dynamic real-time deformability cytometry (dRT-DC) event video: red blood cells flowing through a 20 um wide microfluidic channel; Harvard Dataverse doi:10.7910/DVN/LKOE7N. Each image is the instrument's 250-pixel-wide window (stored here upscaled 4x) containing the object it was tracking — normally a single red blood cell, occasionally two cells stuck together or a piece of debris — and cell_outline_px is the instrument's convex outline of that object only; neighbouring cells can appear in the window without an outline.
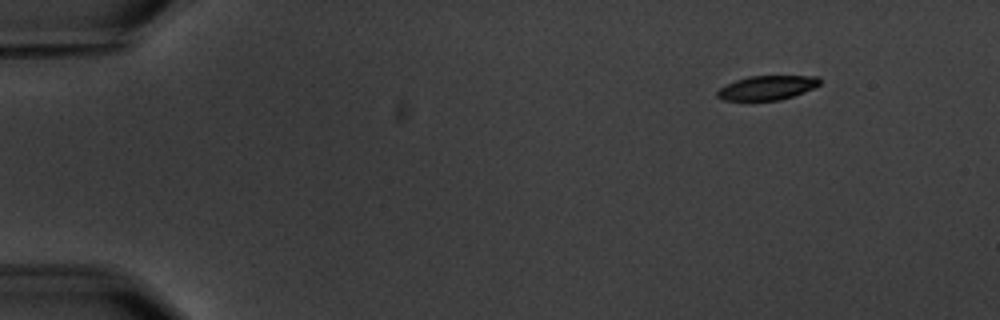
{"species": "common noctule bat (a hibernating species)", "species_latin": "Nyctalus noctula", "temperature_condition": "warm", "stored_images_in_passage": 4, "segment_of_instrument_passage": [1, 2], "camera_frame_rate_fps": 3000, "um_per_image_px": 0.085, "animal": {"sex": "male", "body_mass_g": 20.1, "forearm_length_mm": 53.5}, "frame": {"image": 1, "passage_image": 1, "time_ms": 0.0, "image_size_px": [1000, 320], "cell_outline_px": [[820, 84], [804, 92], [780, 100], [744, 104], [724, 100], [716, 96], [716, 92], [720, 88], [736, 80], [748, 76], [816, 76], [820, 80]], "centroid_in_image_um": [65.11, 7.52], "position_along_channel_um": 19.9, "area_um2": 15.09}}